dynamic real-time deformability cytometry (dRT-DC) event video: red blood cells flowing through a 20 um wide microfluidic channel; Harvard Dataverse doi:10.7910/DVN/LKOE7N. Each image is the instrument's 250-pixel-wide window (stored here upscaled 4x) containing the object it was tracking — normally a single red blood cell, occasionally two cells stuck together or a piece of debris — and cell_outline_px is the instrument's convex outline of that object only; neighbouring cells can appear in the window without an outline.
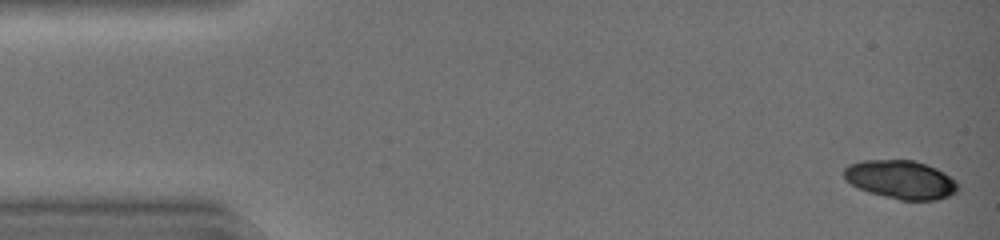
{"species": "common noctule bat (a hibernating species)", "species_latin": "Nyctalus noctula", "temperature_condition": "warm", "stored_images_in_passage": 43, "camera_frame_rate_fps": 3000, "um_per_image_px": 0.085, "animal": {"sex": "female", "body_mass_g": 19.0, "forearm_length_mm": 51.5}, "frame": {"image": 1, "passage_image": 1, "time_ms": 0.0, "image_size_px": [1000, 240], "cell_outline_px": [[960, 188], [956, 192], [948, 196], [936, 200], [900, 200], [868, 192], [852, 184], [844, 176], [844, 168], [848, 164], [860, 160], [912, 160], [936, 168], [944, 172], [956, 180], [960, 184]], "centroid_in_image_um": [76.6, 15.26], "position_along_channel_um": 8.4, "area_um2": 25.61}}
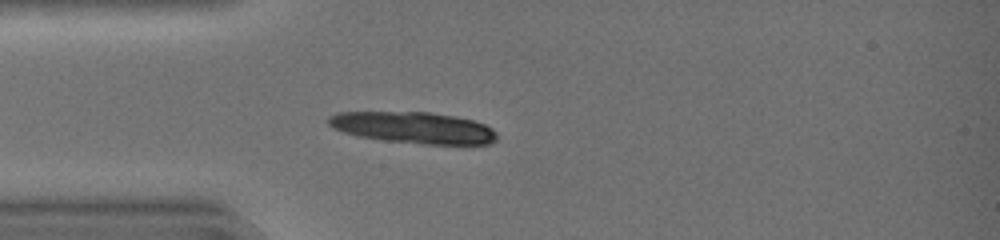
{"frame": {"image": 2, "passage_image": 12, "time_ms": 3.667, "image_size_px": [1000, 240], "cell_outline_px": [[496, 140], [488, 144], [420, 144], [384, 140], [356, 136], [332, 128], [328, 124], [328, 116], [336, 112], [428, 112], [456, 116], [472, 120], [484, 124], [492, 128], [496, 132]], "centroid_in_image_um": [35.12, 10.85], "position_along_channel_um": 49.9, "area_um2": 30.98}}